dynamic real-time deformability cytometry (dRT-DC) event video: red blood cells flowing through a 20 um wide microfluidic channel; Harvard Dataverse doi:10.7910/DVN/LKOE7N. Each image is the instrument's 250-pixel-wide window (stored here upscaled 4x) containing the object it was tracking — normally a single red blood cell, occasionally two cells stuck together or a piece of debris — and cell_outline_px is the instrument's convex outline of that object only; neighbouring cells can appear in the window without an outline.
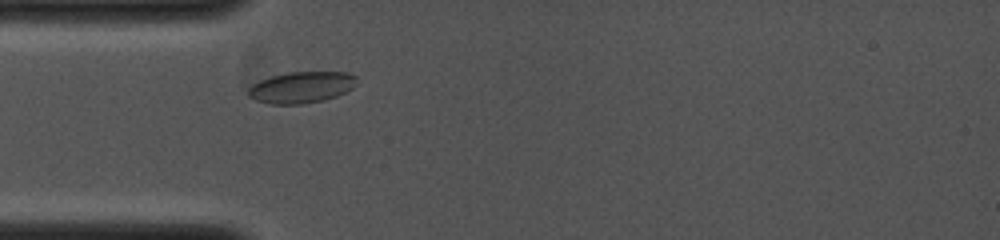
{"species": "common noctule bat (a hibernating species)", "species_latin": "Nyctalus noctula", "temperature_condition": "cold", "stored_images_in_passage": 3, "camera_frame_rate_fps": 4000, "um_per_image_px": 0.085, "animal": {"sex": "female", "body_mass_g": 19.0, "forearm_length_mm": 53.3}, "frame": {"image": 1, "passage_image": 3, "time_ms": 1.25, "image_size_px": [1000, 240], "cell_outline_px": [[356, 84], [352, 88], [336, 96], [324, 100], [300, 104], [268, 104], [256, 100], [248, 96], [248, 88], [252, 84], [268, 76], [288, 72], [348, 72], [356, 76]], "centroid_in_image_um": [25.59, 7.41], "position_along_channel_um": 59.4, "area_um2": 19.94}}